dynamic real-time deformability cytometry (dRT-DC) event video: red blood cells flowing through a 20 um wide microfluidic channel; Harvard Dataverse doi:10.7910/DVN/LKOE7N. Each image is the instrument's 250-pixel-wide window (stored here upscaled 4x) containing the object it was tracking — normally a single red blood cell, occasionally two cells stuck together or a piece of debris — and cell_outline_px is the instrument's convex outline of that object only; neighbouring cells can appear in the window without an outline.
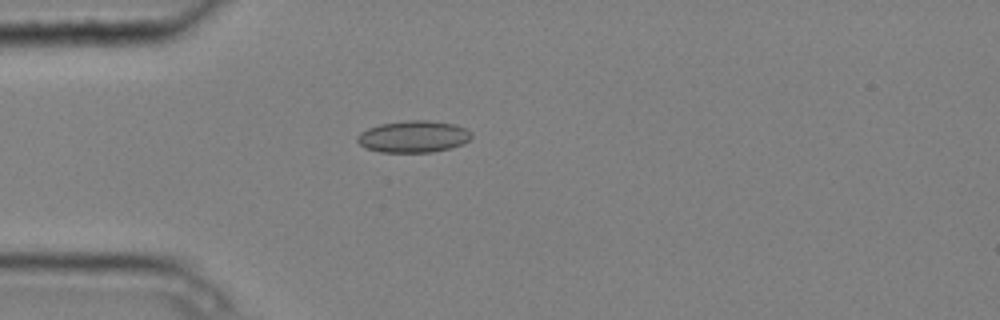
{"species": "common noctule bat (a hibernating species)", "species_latin": "Nyctalus noctula", "temperature_condition": "cold", "stored_images_in_passage": 3, "camera_frame_rate_fps": 3000, "um_per_image_px": 0.085, "animal": {"sex": "male", "body_mass_g": 20.4}, "frame": {"image": 1, "passage_image": 2, "time_ms": 0.333, "image_size_px": [1000, 320], "cell_outline_px": [[472, 136], [464, 144], [432, 152], [380, 152], [364, 148], [356, 140], [356, 136], [360, 132], [368, 128], [380, 124], [404, 120], [428, 120], [452, 124], [464, 128], [472, 132]], "centroid_in_image_um": [35.1, 11.61], "position_along_channel_um": 49.9, "area_um2": 21.21}}